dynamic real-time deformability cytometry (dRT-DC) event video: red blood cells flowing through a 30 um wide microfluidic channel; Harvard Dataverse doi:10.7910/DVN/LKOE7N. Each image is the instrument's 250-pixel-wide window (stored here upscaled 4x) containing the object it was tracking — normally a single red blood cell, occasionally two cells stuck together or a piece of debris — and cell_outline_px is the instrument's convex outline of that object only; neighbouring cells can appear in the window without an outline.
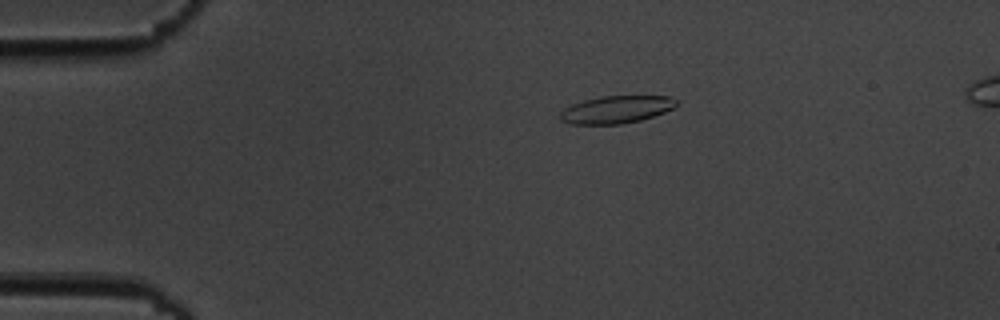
{"species": "common noctule bat (a hibernating species)", "species_latin": "Nyctalus noctula", "temperature_condition": "cold", "stored_images_in_passage": 3, "camera_frame_rate_fps": 3000, "um_per_image_px": 0.085, "animal": {"sex": "male", "body_mass_g": 19.5, "forearm_length_mm": 54.6}, "frame": {"image": 1, "passage_image": 1, "time_ms": 0.0, "image_size_px": [1000, 320], "cell_outline_px": [[676, 104], [672, 108], [664, 112], [640, 120], [620, 124], [572, 124], [560, 120], [560, 112], [564, 108], [572, 104], [584, 100], [600, 96], [672, 96], [676, 100]], "centroid_in_image_um": [52.35, 9.3], "position_along_channel_um": 32.6, "area_um2": 18.5}}
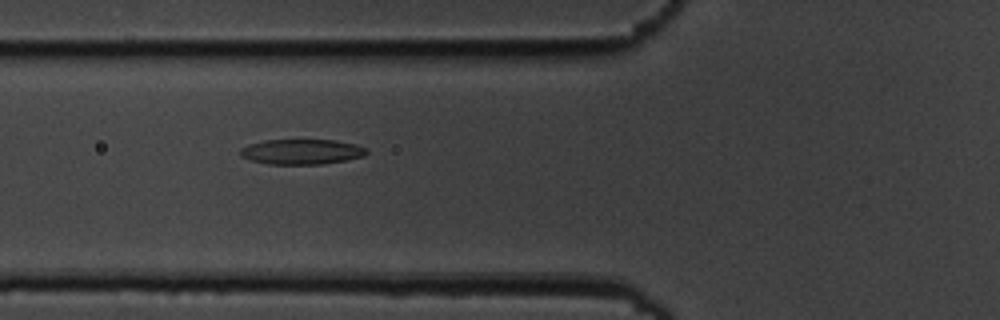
{"frame": {"image": 2, "passage_image": 3, "time_ms": 3.333, "image_size_px": [1000, 320], "cell_outline_px": [[368, 152], [364, 156], [344, 160], [320, 164], [268, 164], [252, 160], [240, 156], [240, 148], [248, 144], [264, 140], [336, 140], [356, 144], [368, 148]], "centroid_in_image_um": [25.64, 12.89], "position_along_channel_um": 100.2, "area_um2": 18.55}}